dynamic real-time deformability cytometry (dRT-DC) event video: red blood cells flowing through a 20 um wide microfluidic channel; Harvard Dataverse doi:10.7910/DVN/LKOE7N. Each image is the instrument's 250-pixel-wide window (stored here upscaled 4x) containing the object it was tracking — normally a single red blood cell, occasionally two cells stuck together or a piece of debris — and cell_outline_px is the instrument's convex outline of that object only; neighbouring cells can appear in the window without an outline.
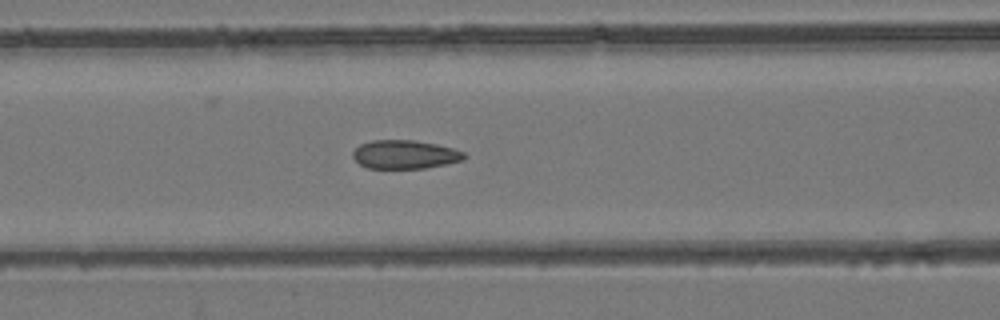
{"species": "common noctule bat (a hibernating species)", "species_latin": "Nyctalus noctula", "temperature_condition": "room temperature", "stored_images_in_passage": 28, "camera_frame_rate_fps": 3000, "um_per_image_px": 0.085, "animal": {"sex": "female", "body_mass_g": 24.6, "forearm_length_mm": 56.2}, "frame": {"image": 1, "passage_image": 23, "time_ms": 7.333, "image_size_px": [1000, 320], "cell_outline_px": [[468, 156], [464, 160], [424, 168], [368, 168], [360, 164], [352, 156], [352, 152], [360, 144], [372, 140], [416, 140], [436, 144], [452, 148], [464, 152]], "centroid_in_image_um": [34.42, 13.12], "position_along_channel_um": 132.2, "area_um2": 18.55}}
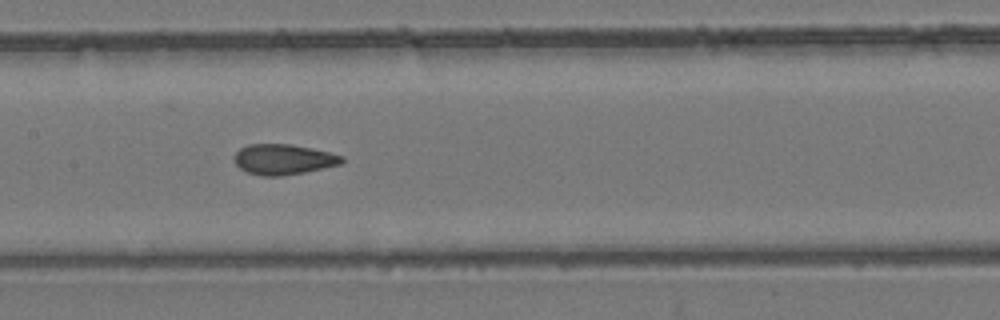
{"frame": {"image": 2, "passage_image": 27, "time_ms": 8.667, "image_size_px": [1000, 320], "cell_outline_px": [[344, 160], [340, 164], [304, 172], [280, 176], [260, 176], [248, 172], [240, 168], [236, 164], [232, 156], [240, 148], [248, 144], [288, 144], [312, 148], [344, 156]], "centroid_in_image_um": [24.05, 13.54], "position_along_channel_um": 183.3, "area_um2": 19.02}}